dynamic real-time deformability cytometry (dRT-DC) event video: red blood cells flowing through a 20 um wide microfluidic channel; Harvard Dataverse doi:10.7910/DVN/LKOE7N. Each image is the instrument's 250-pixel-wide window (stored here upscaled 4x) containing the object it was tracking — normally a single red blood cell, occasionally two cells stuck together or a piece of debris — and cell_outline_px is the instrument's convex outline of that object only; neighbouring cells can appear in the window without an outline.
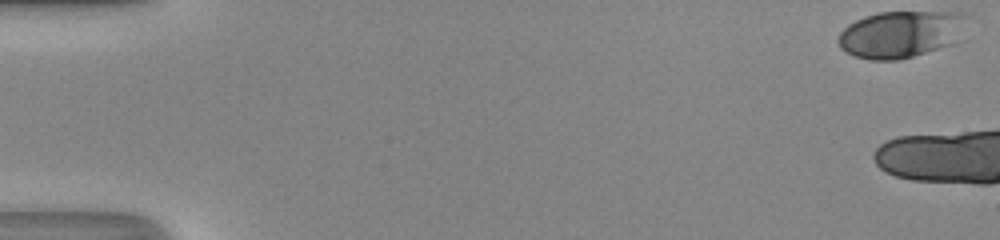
{"species": "human", "species_latin": "Homo sapiens", "temperature_condition": "room temperature", "stored_images_in_passage": 5, "camera_frame_rate_fps": 3000, "um_per_image_px": 0.085, "donor": {"sex": "male"}, "frame": {"image": 1, "passage_image": 1, "time_ms": 0.0, "image_size_px": [1000, 240], "cell_outline_px": [[956, 44], [900, 60], [868, 60], [856, 56], [840, 48], [840, 32], [848, 24], [856, 20], [880, 12], [932, 12], [952, 16]], "centroid_in_image_um": [76.29, 2.99], "position_along_channel_um": 8.7, "area_um2": 32.89}}